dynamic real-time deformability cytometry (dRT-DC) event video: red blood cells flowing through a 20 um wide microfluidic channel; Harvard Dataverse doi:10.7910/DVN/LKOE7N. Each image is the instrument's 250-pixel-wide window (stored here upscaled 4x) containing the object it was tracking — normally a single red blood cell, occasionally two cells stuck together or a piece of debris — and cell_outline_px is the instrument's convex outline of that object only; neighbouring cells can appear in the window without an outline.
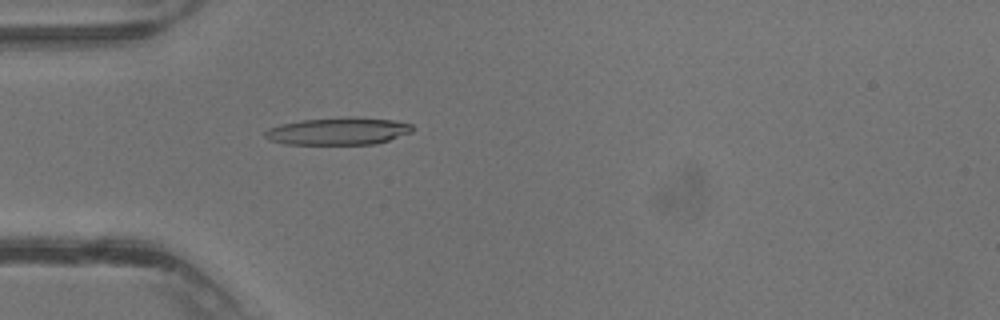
{"species": "common noctule bat (a hibernating species)", "species_latin": "Nyctalus noctula", "temperature_condition": "warm", "stored_images_in_passage": 15, "camera_frame_rate_fps": 3000, "um_per_image_px": 0.085, "animal": {"sex": "male", "body_mass_g": 13.3}, "frame": {"image": 1, "passage_image": 3, "time_ms": 0.667, "image_size_px": [1000, 320], "cell_outline_px": [[416, 128], [412, 132], [376, 144], [284, 144], [268, 140], [264, 136], [264, 132], [268, 128], [280, 124], [300, 120], [392, 120], [412, 124]], "centroid_in_image_um": [28.69, 11.2], "position_along_channel_um": 56.3, "area_um2": 22.43}}
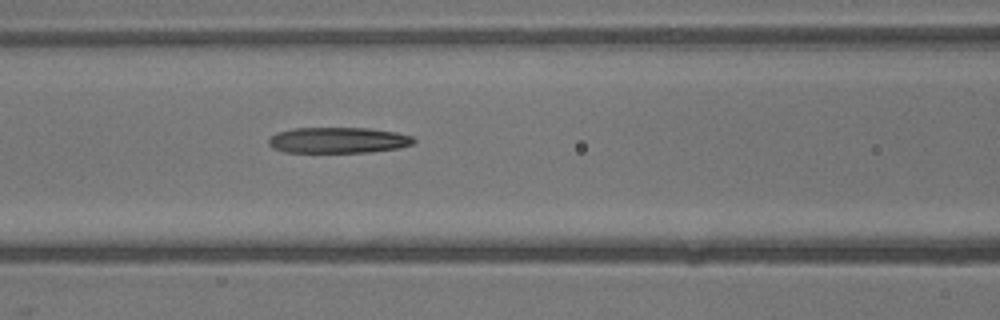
{"frame": {"image": 2, "passage_image": 8, "time_ms": 2.333, "image_size_px": [1000, 320], "cell_outline_px": [[416, 140], [412, 144], [400, 148], [368, 152], [284, 152], [272, 148], [268, 144], [268, 140], [276, 132], [292, 128], [368, 128], [396, 132], [412, 136]], "centroid_in_image_um": [28.73, 11.91], "position_along_channel_um": 137.9, "area_um2": 21.96}}
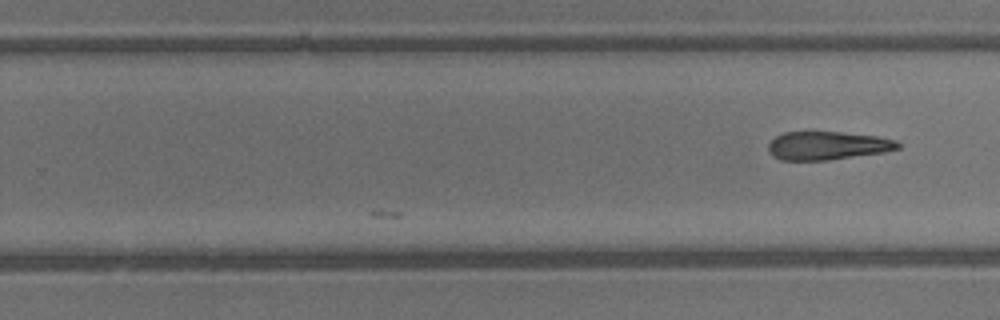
{"frame": {"image": 3, "passage_image": 15, "time_ms": 4.667, "image_size_px": [1000, 320], "cell_outline_px": [[900, 148], [884, 152], [828, 160], [780, 160], [772, 156], [768, 152], [768, 144], [776, 136], [784, 132], [840, 132], [876, 136], [896, 140], [900, 144]], "centroid_in_image_um": [70.31, 12.38], "position_along_channel_um": 259.5, "area_um2": 21.39}}